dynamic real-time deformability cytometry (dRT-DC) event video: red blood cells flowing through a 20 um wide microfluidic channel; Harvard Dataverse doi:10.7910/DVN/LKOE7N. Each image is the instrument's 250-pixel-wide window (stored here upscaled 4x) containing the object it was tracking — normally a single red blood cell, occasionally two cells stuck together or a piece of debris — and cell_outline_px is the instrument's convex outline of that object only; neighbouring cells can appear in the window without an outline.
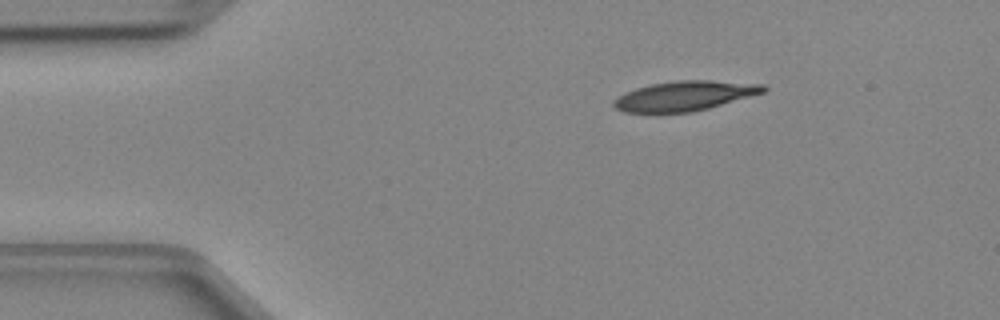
{"species": "Egyptian fruit bat (a non-hibernating species)", "species_latin": "Rousettus aegyptiacus", "temperature_condition": "cold", "stored_images_in_passage": 41, "camera_frame_rate_fps": 3000, "um_per_image_px": 0.085, "animal": {"sex": "female"}, "frame": {"image": 1, "passage_image": 1, "time_ms": 0.0, "image_size_px": [1000, 320], "cell_outline_px": [[768, 88], [764, 92], [708, 108], [692, 112], [624, 112], [616, 108], [612, 104], [612, 100], [624, 92], [636, 88], [652, 84], [676, 80], [712, 80], [764, 84]], "centroid_in_image_um": [58.18, 8.14], "position_along_channel_um": 26.8, "area_um2": 25.84}}
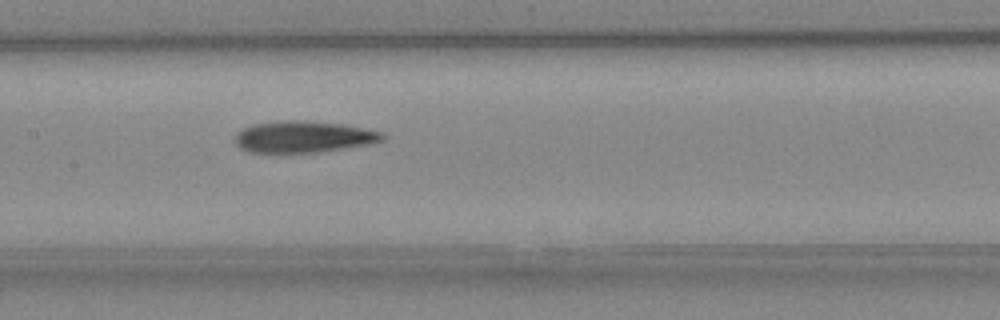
{"frame": {"image": 2, "passage_image": 16, "time_ms": 5.0, "image_size_px": [1000, 320], "cell_outline_px": [[388, 136], [384, 140], [372, 144], [316, 152], [248, 152], [240, 148], [236, 144], [236, 132], [244, 128], [256, 124], [280, 120], [296, 120], [344, 124], [384, 132]], "centroid_in_image_um": [25.86, 11.62], "position_along_channel_um": 181.5, "area_um2": 27.11}}
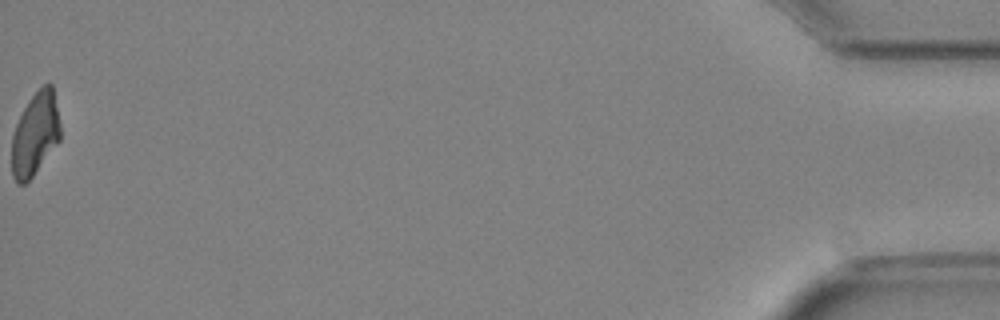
{"frame": {"image": 3, "passage_image": 41, "time_ms": 13.333, "image_size_px": [1000, 320], "cell_outline_px": [[60, 140], [32, 176], [24, 184], [16, 184], [12, 176], [12, 136], [16, 124], [28, 100], [44, 84], [52, 84], [60, 124]], "centroid_in_image_um": [2.98, 11.41], "position_along_channel_um": 432.2, "area_um2": 23.24}}